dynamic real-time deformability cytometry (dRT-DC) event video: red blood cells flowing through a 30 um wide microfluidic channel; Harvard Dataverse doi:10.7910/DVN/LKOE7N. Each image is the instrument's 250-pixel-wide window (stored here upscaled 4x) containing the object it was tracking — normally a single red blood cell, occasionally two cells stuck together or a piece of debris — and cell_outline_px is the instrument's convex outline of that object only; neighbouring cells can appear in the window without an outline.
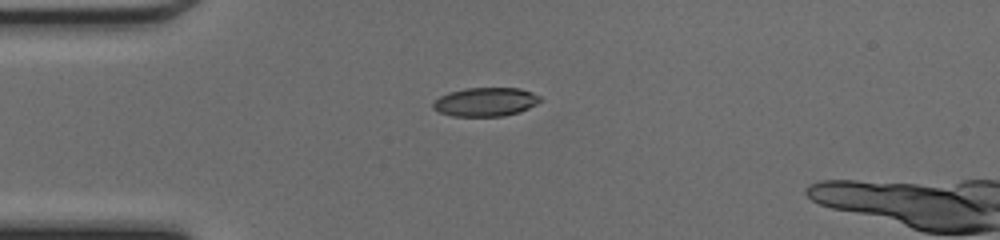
{"species": "common noctule bat (a hibernating species)", "species_latin": "Nyctalus noctula", "temperature_condition": "cold", "stored_images_in_passage": 4, "camera_frame_rate_fps": 3000, "um_per_image_px": 0.085, "animal": {"sex": "female", "body_mass_g": 17.0, "forearm_length_mm": 48.0}, "frame": {"image": 1, "passage_image": 1, "time_ms": 0.0, "image_size_px": [1000, 240], "cell_outline_px": [[544, 100], [520, 112], [504, 116], [452, 116], [440, 112], [432, 108], [432, 104], [440, 96], [448, 92], [464, 88], [520, 88], [532, 92], [540, 96]], "centroid_in_image_um": [41.29, 8.66], "position_along_channel_um": 43.7, "area_um2": 18.09}}